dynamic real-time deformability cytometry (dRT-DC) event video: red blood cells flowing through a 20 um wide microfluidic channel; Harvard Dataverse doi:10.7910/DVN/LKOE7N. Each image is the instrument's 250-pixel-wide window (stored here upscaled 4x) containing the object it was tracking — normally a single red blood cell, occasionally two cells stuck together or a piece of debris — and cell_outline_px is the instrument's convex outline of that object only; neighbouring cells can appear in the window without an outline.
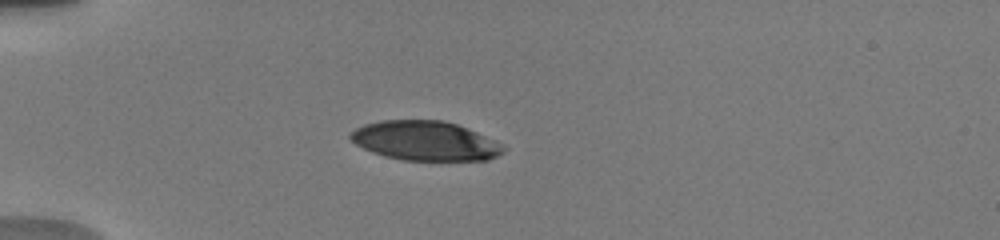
{"species": "human", "species_latin": "Homo sapiens", "temperature_condition": "warm", "stored_images_in_passage": 15, "camera_frame_rate_fps": 3000, "um_per_image_px": 0.085, "donor": {"sex": "male"}, "frame": {"image": 1, "passage_image": 9, "time_ms": 4.333, "image_size_px": [1000, 240], "cell_outline_px": [[508, 148], [504, 152], [488, 160], [404, 160], [384, 156], [372, 152], [356, 144], [348, 136], [356, 128], [364, 124], [380, 120], [444, 120], [468, 128], [496, 140], [504, 144]], "centroid_in_image_um": [36.19, 11.96], "position_along_channel_um": 48.8, "area_um2": 35.32}}
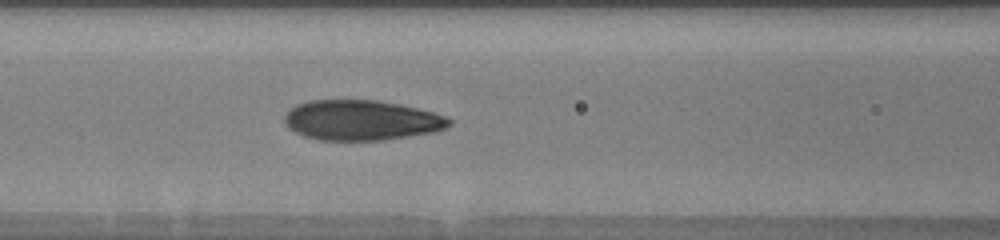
{"frame": {"image": 2, "passage_image": 15, "time_ms": 7.333, "image_size_px": [1000, 240], "cell_outline_px": [[452, 124], [436, 132], [384, 140], [316, 140], [304, 136], [288, 128], [284, 120], [284, 116], [296, 104], [308, 100], [380, 100], [400, 104], [448, 116], [452, 120]], "centroid_in_image_um": [30.74, 10.22], "position_along_channel_um": 135.9, "area_um2": 38.78}}